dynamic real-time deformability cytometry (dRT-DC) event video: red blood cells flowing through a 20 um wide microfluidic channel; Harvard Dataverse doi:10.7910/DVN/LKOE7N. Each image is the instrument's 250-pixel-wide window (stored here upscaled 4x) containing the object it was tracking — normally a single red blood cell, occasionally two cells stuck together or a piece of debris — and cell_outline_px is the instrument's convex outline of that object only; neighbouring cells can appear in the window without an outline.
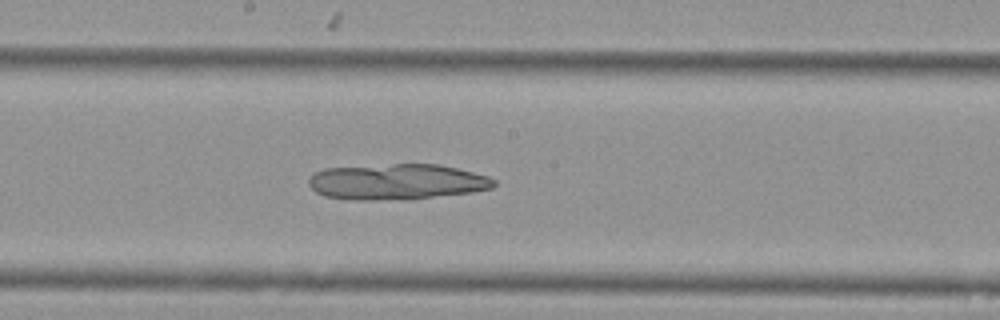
{"species": "Egyptian fruit bat (a non-hibernating species)", "species_latin": "Rousettus aegyptiacus", "temperature_condition": "cold", "stored_images_in_passage": 8, "camera_frame_rate_fps": 3000, "um_per_image_px": 0.085, "animal": {"sex": "female"}, "frame": {"image": 1, "passage_image": 8, "time_ms": 2.333, "image_size_px": [1000, 320], "cell_outline_px": [[496, 184], [492, 188], [472, 192], [408, 200], [356, 200], [324, 196], [316, 192], [308, 184], [308, 176], [312, 172], [324, 168], [392, 164], [440, 164], [488, 176], [496, 180]], "centroid_in_image_um": [33.7, 15.46], "position_along_channel_um": 214.5, "area_um2": 39.02}}